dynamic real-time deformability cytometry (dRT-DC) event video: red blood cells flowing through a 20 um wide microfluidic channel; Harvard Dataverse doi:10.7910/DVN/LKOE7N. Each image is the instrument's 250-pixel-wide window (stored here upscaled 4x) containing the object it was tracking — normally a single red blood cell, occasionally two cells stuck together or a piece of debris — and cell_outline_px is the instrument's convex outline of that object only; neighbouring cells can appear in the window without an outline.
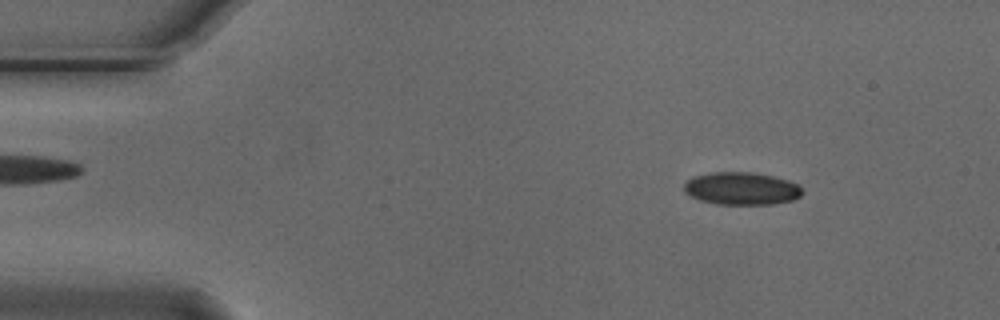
{"species": "Egyptian fruit bat (a non-hibernating species)", "species_latin": "Rousettus aegyptiacus", "temperature_condition": "cold", "stored_images_in_passage": 3, "camera_frame_rate_fps": 3000, "um_per_image_px": 0.085, "animal": {"sex": "male"}, "frame": {"image": 1, "passage_image": 1, "time_ms": 0.0, "image_size_px": [1000, 320], "cell_outline_px": [[804, 192], [800, 196], [792, 200], [772, 204], [716, 204], [700, 200], [684, 192], [684, 184], [692, 176], [712, 172], [752, 172], [772, 176], [788, 180], [796, 184]], "centroid_in_image_um": [63.01, 16.02], "position_along_channel_um": 22.0, "area_um2": 22.43}}